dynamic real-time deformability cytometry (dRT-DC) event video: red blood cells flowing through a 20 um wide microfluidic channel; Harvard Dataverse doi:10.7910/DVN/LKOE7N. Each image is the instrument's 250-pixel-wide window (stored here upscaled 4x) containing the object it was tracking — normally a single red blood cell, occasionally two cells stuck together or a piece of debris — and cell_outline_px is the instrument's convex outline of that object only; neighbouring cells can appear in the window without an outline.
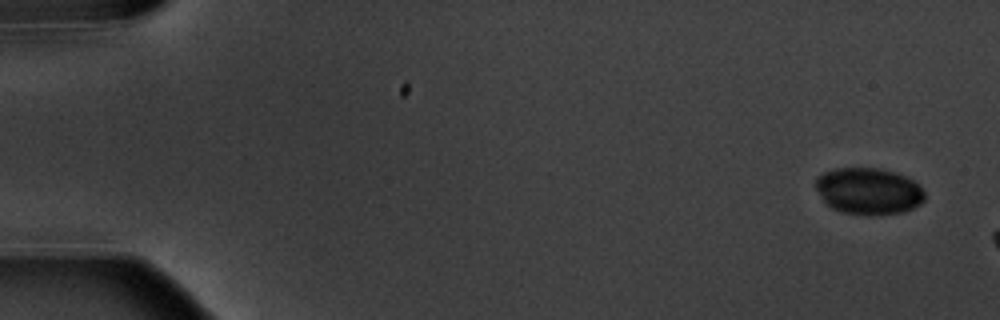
{"species": "common noctule bat (a hibernating species)", "species_latin": "Nyctalus noctula", "temperature_condition": "warm", "stored_images_in_passage": 3, "camera_frame_rate_fps": 3000, "um_per_image_px": 0.085, "animal": {"sex": "male", "body_mass_g": 20.1, "forearm_length_mm": 53.5}, "frame": {"image": 1, "passage_image": 1, "time_ms": 0.0, "image_size_px": [1000, 320], "cell_outline_px": [[924, 200], [920, 204], [904, 212], [872, 216], [868, 216], [844, 212], [832, 208], [824, 200], [812, 184], [816, 176], [824, 172], [836, 168], [880, 168], [896, 172], [920, 184], [924, 192]], "centroid_in_image_um": [73.81, 16.24], "position_along_channel_um": 11.2, "area_um2": 30.0}}